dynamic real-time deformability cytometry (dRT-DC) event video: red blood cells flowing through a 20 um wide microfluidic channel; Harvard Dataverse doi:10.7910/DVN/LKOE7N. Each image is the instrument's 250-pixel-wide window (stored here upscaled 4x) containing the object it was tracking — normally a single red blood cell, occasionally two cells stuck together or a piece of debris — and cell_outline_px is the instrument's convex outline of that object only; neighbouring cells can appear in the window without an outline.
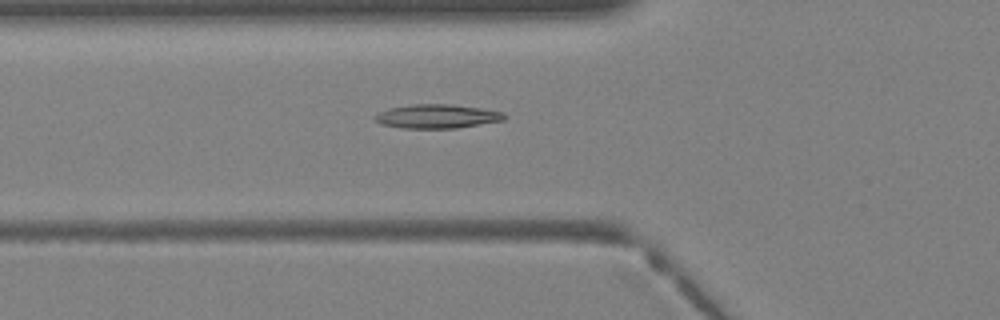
{"species": "Egyptian fruit bat (a non-hibernating species)", "species_latin": "Rousettus aegyptiacus", "temperature_condition": "warm", "stored_images_in_passage": 40, "camera_frame_rate_fps": 3000, "um_per_image_px": 0.085, "animal": {"sex": "female"}, "frame": {"image": 1, "passage_image": 15, "time_ms": 4.667, "image_size_px": [1000, 320], "cell_outline_px": [[508, 116], [504, 120], [456, 128], [400, 128], [380, 124], [372, 116], [376, 112], [388, 108], [408, 104], [452, 104], [480, 108], [504, 112]], "centroid_in_image_um": [37.1, 9.88], "position_along_channel_um": 88.7, "area_um2": 18.32}}
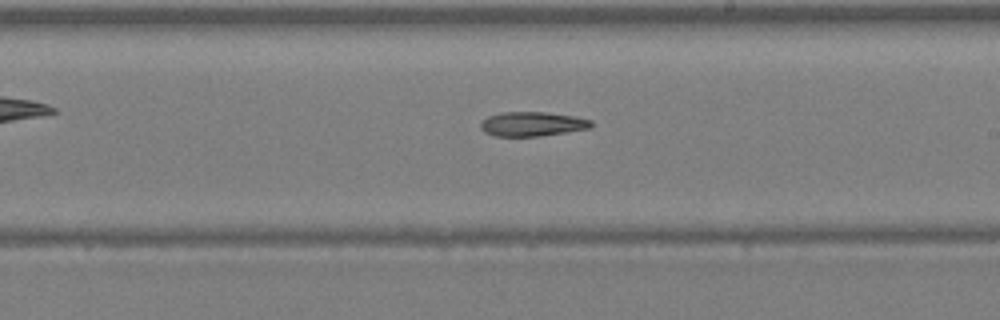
{"frame": {"image": 2, "passage_image": 24, "time_ms": 7.667, "image_size_px": [1000, 320], "cell_outline_px": [[592, 124], [588, 128], [540, 136], [496, 136], [484, 132], [480, 128], [480, 124], [488, 116], [504, 112], [544, 112], [572, 116], [592, 120]], "centroid_in_image_um": [45.2, 10.54], "position_along_channel_um": 243.8, "area_um2": 15.43}}
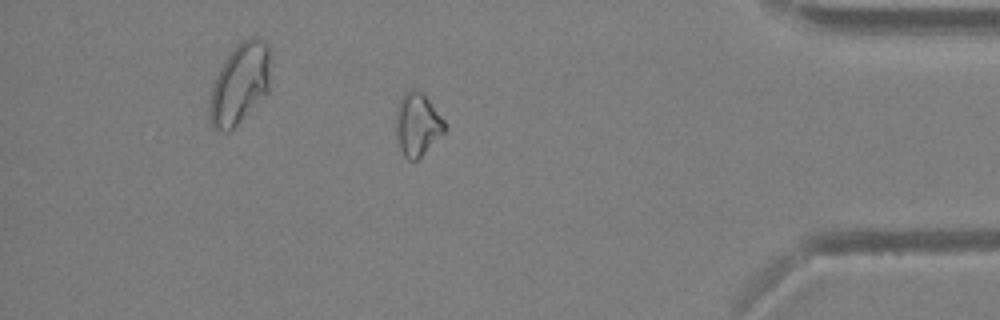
{"frame": {"image": 3, "passage_image": 35, "time_ms": 11.333, "image_size_px": [1000, 320], "cell_outline_px": [[444, 132], [416, 160], [408, 160], [404, 156], [396, 140], [396, 112], [400, 100], [404, 92], [412, 88], [424, 92], [444, 120]], "centroid_in_image_um": [35.45, 10.54], "position_along_channel_um": 399.7, "area_um2": 17.74}}